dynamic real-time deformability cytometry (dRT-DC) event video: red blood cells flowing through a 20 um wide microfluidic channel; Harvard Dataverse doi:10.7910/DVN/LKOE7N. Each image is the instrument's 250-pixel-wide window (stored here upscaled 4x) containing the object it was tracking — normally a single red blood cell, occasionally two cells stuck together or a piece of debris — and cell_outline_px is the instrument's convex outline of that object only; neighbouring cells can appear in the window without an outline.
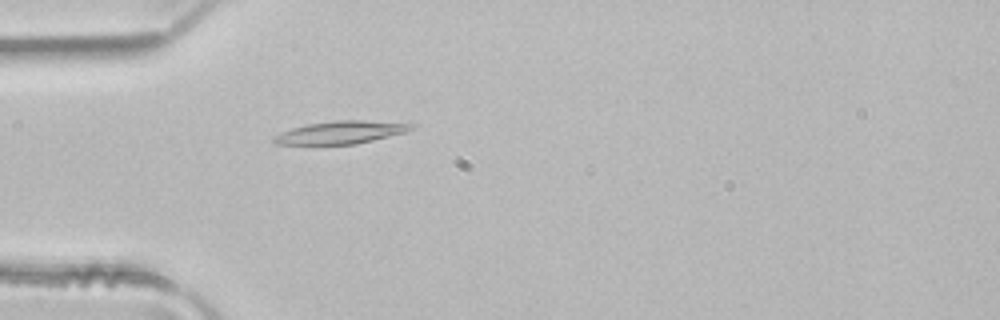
{"species": "common noctule bat (a hibernating species)", "species_latin": "Nyctalus noctula", "temperature_condition": "room temperature", "stored_images_in_passage": 4, "camera_frame_rate_fps": 3000, "um_per_image_px": 0.085, "animal": {"sex": "male", "body_mass_g": 21.5, "forearm_length_mm": 52.0}, "frame": {"image": 1, "passage_image": 4, "time_ms": 1.0, "image_size_px": [1000, 320], "cell_outline_px": [[416, 128], [404, 132], [356, 144], [276, 144], [272, 140], [272, 136], [280, 132], [292, 128], [308, 124], [336, 120], [364, 120], [416, 124]], "centroid_in_image_um": [28.95, 11.24], "position_along_channel_um": 56.0, "area_um2": 18.09}}